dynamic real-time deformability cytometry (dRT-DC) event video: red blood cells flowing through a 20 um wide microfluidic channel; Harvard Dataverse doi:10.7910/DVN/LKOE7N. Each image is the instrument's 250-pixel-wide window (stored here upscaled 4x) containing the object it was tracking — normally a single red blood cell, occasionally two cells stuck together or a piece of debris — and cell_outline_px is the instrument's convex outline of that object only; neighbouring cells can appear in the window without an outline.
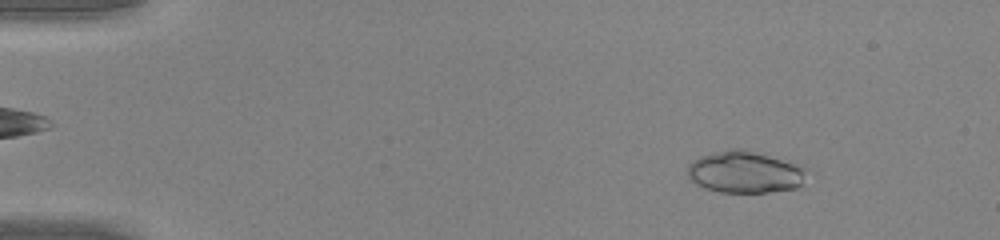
{"species": "common noctule bat (a hibernating species)", "species_latin": "Nyctalus noctula", "temperature_condition": "warm", "stored_images_in_passage": 48, "camera_frame_rate_fps": 3000, "um_per_image_px": 0.085, "animal": {"sex": "male", "body_mass_g": 20.0, "forearm_length_mm": 53.3}, "frame": {"image": 1, "passage_image": 6, "time_ms": 1.667, "image_size_px": [1000, 240], "cell_outline_px": [[808, 168], [800, 184], [796, 188], [768, 192], [720, 192], [704, 188], [696, 184], [688, 176], [688, 164], [692, 160], [700, 156], [732, 148], [740, 148], [804, 164]], "centroid_in_image_um": [63.34, 14.61], "position_along_channel_um": 21.7, "area_um2": 29.25}}